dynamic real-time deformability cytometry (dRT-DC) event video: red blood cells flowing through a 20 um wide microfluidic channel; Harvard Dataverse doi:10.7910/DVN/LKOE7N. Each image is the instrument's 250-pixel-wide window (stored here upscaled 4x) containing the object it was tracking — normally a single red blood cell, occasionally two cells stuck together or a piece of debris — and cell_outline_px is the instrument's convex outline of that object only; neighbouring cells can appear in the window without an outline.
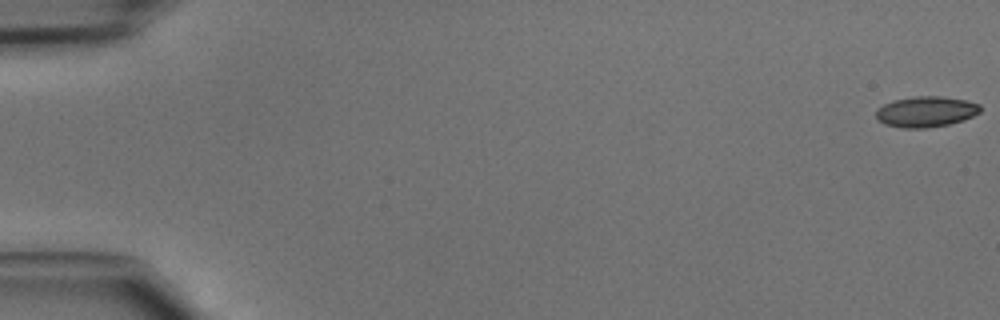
{"species": "common noctule bat (a hibernating species)", "species_latin": "Nyctalus noctula", "temperature_condition": "cold", "stored_images_in_passage": 48, "camera_frame_rate_fps": 3000, "um_per_image_px": 0.085, "animal": {"sex": "male", "body_mass_g": 15.6}, "frame": {"image": 1, "passage_image": 1, "time_ms": 0.0, "image_size_px": [1000, 320], "cell_outline_px": [[980, 112], [964, 120], [948, 124], [928, 128], [904, 128], [884, 124], [876, 120], [876, 108], [884, 104], [896, 100], [916, 96], [940, 96], [964, 100], [980, 104]], "centroid_in_image_um": [78.68, 9.5], "position_along_channel_um": 6.3, "area_um2": 18.61}}
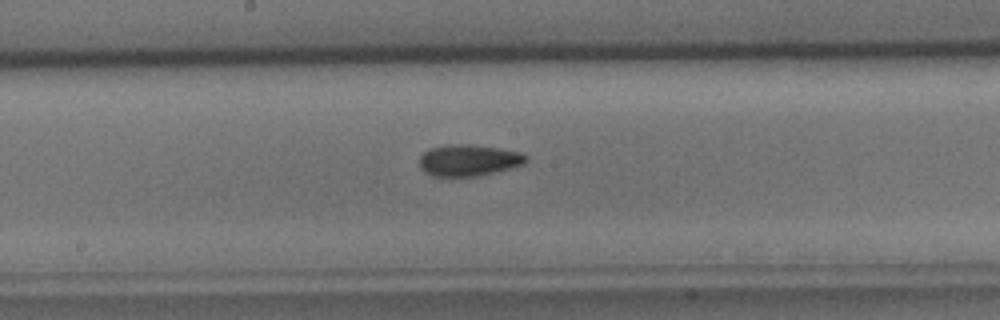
{"frame": {"image": 2, "passage_image": 26, "time_ms": 8.333, "image_size_px": [1000, 320], "cell_outline_px": [[528, 160], [524, 164], [476, 176], [432, 176], [424, 172], [420, 168], [420, 156], [428, 148], [448, 144], [468, 144], [500, 148], [520, 152], [528, 156]], "centroid_in_image_um": [39.81, 13.61], "position_along_channel_um": 208.4, "area_um2": 19.54}}
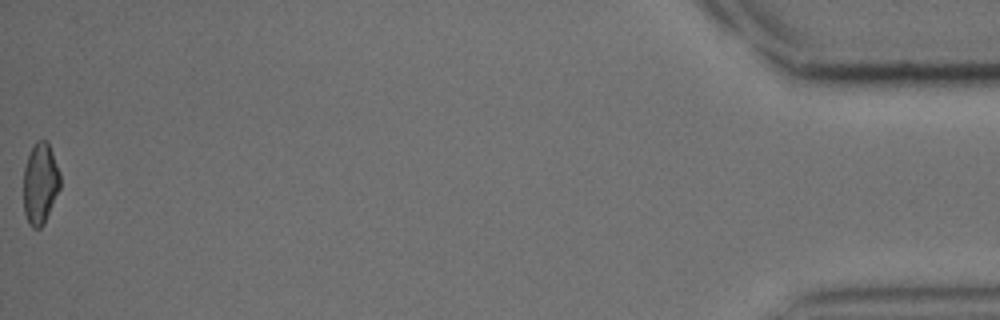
{"frame": {"image": 3, "passage_image": 48, "time_ms": 15.667, "image_size_px": [1000, 320], "cell_outline_px": [[60, 188], [44, 224], [40, 228], [32, 228], [28, 224], [24, 212], [24, 168], [32, 144], [36, 140], [48, 140], [60, 172]], "centroid_in_image_um": [3.42, 15.58], "position_along_channel_um": 431.8, "area_um2": 17.57}}